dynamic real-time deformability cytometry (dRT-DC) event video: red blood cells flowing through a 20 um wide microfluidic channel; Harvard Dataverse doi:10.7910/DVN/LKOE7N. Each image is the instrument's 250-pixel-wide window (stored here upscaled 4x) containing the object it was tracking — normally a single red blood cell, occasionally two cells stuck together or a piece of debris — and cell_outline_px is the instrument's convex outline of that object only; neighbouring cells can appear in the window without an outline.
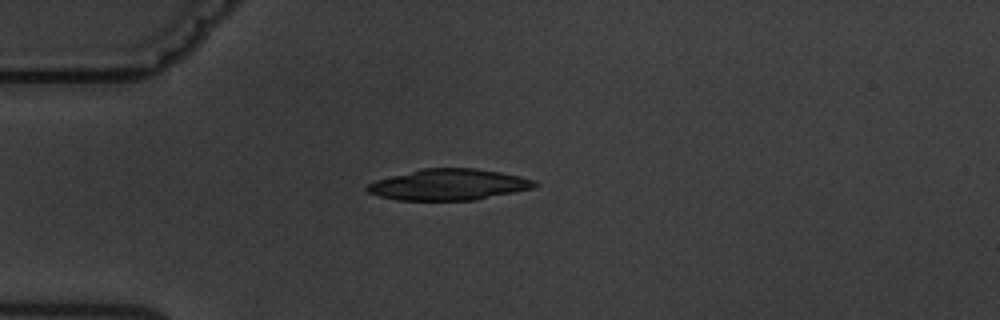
{"species": "common noctule bat (a hibernating species)", "species_latin": "Nyctalus noctula", "temperature_condition": "warm", "stored_images_in_passage": 6, "segment_of_instrument_passage": [2, 2], "camera_frame_rate_fps": 3000, "um_per_image_px": 0.085, "animal": {"sex": "male", "body_mass_g": 19.5, "forearm_length_mm": 54.6}, "frame": {"image": 1, "passage_image": 6, "time_ms": 7.0, "image_size_px": [1000, 320], "cell_outline_px": [[540, 184], [532, 188], [476, 200], [396, 200], [380, 196], [368, 192], [364, 188], [368, 184], [376, 180], [424, 168], [476, 168], [500, 172], [520, 176], [536, 180]], "centroid_in_image_um": [38.17, 15.69], "position_along_channel_um": 46.8, "area_um2": 30.23}}